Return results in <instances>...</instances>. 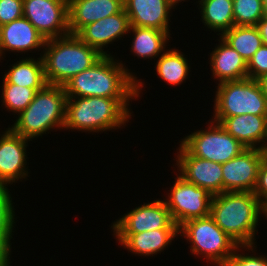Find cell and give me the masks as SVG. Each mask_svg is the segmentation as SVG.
Here are the masks:
<instances>
[{"mask_svg":"<svg viewBox=\"0 0 267 266\" xmlns=\"http://www.w3.org/2000/svg\"><path fill=\"white\" fill-rule=\"evenodd\" d=\"M104 55L92 67L73 76L64 85L67 97L138 99L143 84L125 63Z\"/></svg>","mask_w":267,"mask_h":266,"instance_id":"cell-1","label":"cell"},{"mask_svg":"<svg viewBox=\"0 0 267 266\" xmlns=\"http://www.w3.org/2000/svg\"><path fill=\"white\" fill-rule=\"evenodd\" d=\"M261 214L265 216V207L254 192H222L211 201L210 216L239 246L256 245Z\"/></svg>","mask_w":267,"mask_h":266,"instance_id":"cell-2","label":"cell"},{"mask_svg":"<svg viewBox=\"0 0 267 266\" xmlns=\"http://www.w3.org/2000/svg\"><path fill=\"white\" fill-rule=\"evenodd\" d=\"M130 100L96 96L67 97L64 130L94 133L125 127L132 117L128 108Z\"/></svg>","mask_w":267,"mask_h":266,"instance_id":"cell-3","label":"cell"},{"mask_svg":"<svg viewBox=\"0 0 267 266\" xmlns=\"http://www.w3.org/2000/svg\"><path fill=\"white\" fill-rule=\"evenodd\" d=\"M41 54L48 84L63 86L73 76L92 67L103 55L77 35L45 41Z\"/></svg>","mask_w":267,"mask_h":266,"instance_id":"cell-4","label":"cell"},{"mask_svg":"<svg viewBox=\"0 0 267 266\" xmlns=\"http://www.w3.org/2000/svg\"><path fill=\"white\" fill-rule=\"evenodd\" d=\"M66 100L63 86L47 84L35 93L33 101L18 115L11 129L30 141L51 129H63Z\"/></svg>","mask_w":267,"mask_h":266,"instance_id":"cell-5","label":"cell"},{"mask_svg":"<svg viewBox=\"0 0 267 266\" xmlns=\"http://www.w3.org/2000/svg\"><path fill=\"white\" fill-rule=\"evenodd\" d=\"M179 235L192 244V254L204 256L215 266H224L239 246L210 215L184 222L179 226Z\"/></svg>","mask_w":267,"mask_h":266,"instance_id":"cell-6","label":"cell"},{"mask_svg":"<svg viewBox=\"0 0 267 266\" xmlns=\"http://www.w3.org/2000/svg\"><path fill=\"white\" fill-rule=\"evenodd\" d=\"M217 85L213 117L267 115V98L257 80L246 78Z\"/></svg>","mask_w":267,"mask_h":266,"instance_id":"cell-7","label":"cell"},{"mask_svg":"<svg viewBox=\"0 0 267 266\" xmlns=\"http://www.w3.org/2000/svg\"><path fill=\"white\" fill-rule=\"evenodd\" d=\"M208 123V129L196 130L180 141L193 156L223 164L247 149L219 123Z\"/></svg>","mask_w":267,"mask_h":266,"instance_id":"cell-8","label":"cell"},{"mask_svg":"<svg viewBox=\"0 0 267 266\" xmlns=\"http://www.w3.org/2000/svg\"><path fill=\"white\" fill-rule=\"evenodd\" d=\"M176 175L173 187L165 200L173 221L180 226L188 220L209 216L213 195L207 189Z\"/></svg>","mask_w":267,"mask_h":266,"instance_id":"cell-9","label":"cell"},{"mask_svg":"<svg viewBox=\"0 0 267 266\" xmlns=\"http://www.w3.org/2000/svg\"><path fill=\"white\" fill-rule=\"evenodd\" d=\"M23 17L46 40L70 34L68 0H23Z\"/></svg>","mask_w":267,"mask_h":266,"instance_id":"cell-10","label":"cell"},{"mask_svg":"<svg viewBox=\"0 0 267 266\" xmlns=\"http://www.w3.org/2000/svg\"><path fill=\"white\" fill-rule=\"evenodd\" d=\"M114 233H141L157 229H179L164 200H154L138 206L116 220Z\"/></svg>","mask_w":267,"mask_h":266,"instance_id":"cell-11","label":"cell"},{"mask_svg":"<svg viewBox=\"0 0 267 266\" xmlns=\"http://www.w3.org/2000/svg\"><path fill=\"white\" fill-rule=\"evenodd\" d=\"M267 156L262 149H245L222 164L223 192H254L258 170Z\"/></svg>","mask_w":267,"mask_h":266,"instance_id":"cell-12","label":"cell"},{"mask_svg":"<svg viewBox=\"0 0 267 266\" xmlns=\"http://www.w3.org/2000/svg\"><path fill=\"white\" fill-rule=\"evenodd\" d=\"M179 175L187 182L207 189L212 195L223 192L222 164L193 156L181 143L177 149Z\"/></svg>","mask_w":267,"mask_h":266,"instance_id":"cell-13","label":"cell"},{"mask_svg":"<svg viewBox=\"0 0 267 266\" xmlns=\"http://www.w3.org/2000/svg\"><path fill=\"white\" fill-rule=\"evenodd\" d=\"M2 133L0 134V186L8 187L9 184L28 176L26 148L30 140L16 134L10 127Z\"/></svg>","mask_w":267,"mask_h":266,"instance_id":"cell-14","label":"cell"},{"mask_svg":"<svg viewBox=\"0 0 267 266\" xmlns=\"http://www.w3.org/2000/svg\"><path fill=\"white\" fill-rule=\"evenodd\" d=\"M130 27V20L123 8L119 13L84 26L76 35L104 56L110 55L104 47L129 33Z\"/></svg>","mask_w":267,"mask_h":266,"instance_id":"cell-15","label":"cell"},{"mask_svg":"<svg viewBox=\"0 0 267 266\" xmlns=\"http://www.w3.org/2000/svg\"><path fill=\"white\" fill-rule=\"evenodd\" d=\"M266 117L267 115L242 114L233 117H213L211 120L219 123L247 149L258 148L264 151Z\"/></svg>","mask_w":267,"mask_h":266,"instance_id":"cell-16","label":"cell"},{"mask_svg":"<svg viewBox=\"0 0 267 266\" xmlns=\"http://www.w3.org/2000/svg\"><path fill=\"white\" fill-rule=\"evenodd\" d=\"M131 26L162 30L170 34V11L175 9L168 0H123Z\"/></svg>","mask_w":267,"mask_h":266,"instance_id":"cell-17","label":"cell"},{"mask_svg":"<svg viewBox=\"0 0 267 266\" xmlns=\"http://www.w3.org/2000/svg\"><path fill=\"white\" fill-rule=\"evenodd\" d=\"M123 0H68V27L76 35L84 26L119 13Z\"/></svg>","mask_w":267,"mask_h":266,"instance_id":"cell-18","label":"cell"},{"mask_svg":"<svg viewBox=\"0 0 267 266\" xmlns=\"http://www.w3.org/2000/svg\"><path fill=\"white\" fill-rule=\"evenodd\" d=\"M46 39L22 17L0 26V59L4 51L27 52L43 49Z\"/></svg>","mask_w":267,"mask_h":266,"instance_id":"cell-19","label":"cell"},{"mask_svg":"<svg viewBox=\"0 0 267 266\" xmlns=\"http://www.w3.org/2000/svg\"><path fill=\"white\" fill-rule=\"evenodd\" d=\"M118 242L139 256H153L164 251L179 235V229H157L141 233H114Z\"/></svg>","mask_w":267,"mask_h":266,"instance_id":"cell-20","label":"cell"},{"mask_svg":"<svg viewBox=\"0 0 267 266\" xmlns=\"http://www.w3.org/2000/svg\"><path fill=\"white\" fill-rule=\"evenodd\" d=\"M219 44L210 54L212 76L218 84L225 81H239L248 78L247 62L243 57L219 37Z\"/></svg>","mask_w":267,"mask_h":266,"instance_id":"cell-21","label":"cell"},{"mask_svg":"<svg viewBox=\"0 0 267 266\" xmlns=\"http://www.w3.org/2000/svg\"><path fill=\"white\" fill-rule=\"evenodd\" d=\"M25 58L12 64L3 76V84H15L33 88L36 92L43 89L48 83L45 78L42 56L39 58Z\"/></svg>","mask_w":267,"mask_h":266,"instance_id":"cell-22","label":"cell"},{"mask_svg":"<svg viewBox=\"0 0 267 266\" xmlns=\"http://www.w3.org/2000/svg\"><path fill=\"white\" fill-rule=\"evenodd\" d=\"M133 32V40L131 44V53L138 58L154 59L159 57L166 51V44L170 39V35L162 30L131 26L129 33ZM169 38V39H168Z\"/></svg>","mask_w":267,"mask_h":266,"instance_id":"cell-23","label":"cell"},{"mask_svg":"<svg viewBox=\"0 0 267 266\" xmlns=\"http://www.w3.org/2000/svg\"><path fill=\"white\" fill-rule=\"evenodd\" d=\"M198 3L202 22L208 29L221 32L218 36L235 26L233 0H199Z\"/></svg>","mask_w":267,"mask_h":266,"instance_id":"cell-24","label":"cell"},{"mask_svg":"<svg viewBox=\"0 0 267 266\" xmlns=\"http://www.w3.org/2000/svg\"><path fill=\"white\" fill-rule=\"evenodd\" d=\"M184 54L177 49H167L166 52L160 55L156 62V72L160 79L169 85H181L186 78L190 66Z\"/></svg>","mask_w":267,"mask_h":266,"instance_id":"cell-25","label":"cell"},{"mask_svg":"<svg viewBox=\"0 0 267 266\" xmlns=\"http://www.w3.org/2000/svg\"><path fill=\"white\" fill-rule=\"evenodd\" d=\"M220 37L235 49L247 63L263 45L256 26H233Z\"/></svg>","mask_w":267,"mask_h":266,"instance_id":"cell-26","label":"cell"},{"mask_svg":"<svg viewBox=\"0 0 267 266\" xmlns=\"http://www.w3.org/2000/svg\"><path fill=\"white\" fill-rule=\"evenodd\" d=\"M2 106L17 115L25 110L33 101L36 91L33 88L15 84H2Z\"/></svg>","mask_w":267,"mask_h":266,"instance_id":"cell-27","label":"cell"},{"mask_svg":"<svg viewBox=\"0 0 267 266\" xmlns=\"http://www.w3.org/2000/svg\"><path fill=\"white\" fill-rule=\"evenodd\" d=\"M266 14L262 0H233L235 26H256Z\"/></svg>","mask_w":267,"mask_h":266,"instance_id":"cell-28","label":"cell"},{"mask_svg":"<svg viewBox=\"0 0 267 266\" xmlns=\"http://www.w3.org/2000/svg\"><path fill=\"white\" fill-rule=\"evenodd\" d=\"M254 247L256 246H238L235 250L234 254L229 258V260L226 262L224 266H267V256L262 255H254V254H238V252H241L240 248H244L246 251L247 249L252 251V253L255 251ZM238 250V251H237Z\"/></svg>","mask_w":267,"mask_h":266,"instance_id":"cell-29","label":"cell"},{"mask_svg":"<svg viewBox=\"0 0 267 266\" xmlns=\"http://www.w3.org/2000/svg\"><path fill=\"white\" fill-rule=\"evenodd\" d=\"M15 220H0V266L10 265L11 239Z\"/></svg>","mask_w":267,"mask_h":266,"instance_id":"cell-30","label":"cell"},{"mask_svg":"<svg viewBox=\"0 0 267 266\" xmlns=\"http://www.w3.org/2000/svg\"><path fill=\"white\" fill-rule=\"evenodd\" d=\"M248 78L259 79L267 74V46L262 45L247 63Z\"/></svg>","mask_w":267,"mask_h":266,"instance_id":"cell-31","label":"cell"},{"mask_svg":"<svg viewBox=\"0 0 267 266\" xmlns=\"http://www.w3.org/2000/svg\"><path fill=\"white\" fill-rule=\"evenodd\" d=\"M23 17V0H0V26Z\"/></svg>","mask_w":267,"mask_h":266,"instance_id":"cell-32","label":"cell"},{"mask_svg":"<svg viewBox=\"0 0 267 266\" xmlns=\"http://www.w3.org/2000/svg\"><path fill=\"white\" fill-rule=\"evenodd\" d=\"M254 194L257 196L261 204L267 206V156L260 164L257 176V183L254 189Z\"/></svg>","mask_w":267,"mask_h":266,"instance_id":"cell-33","label":"cell"},{"mask_svg":"<svg viewBox=\"0 0 267 266\" xmlns=\"http://www.w3.org/2000/svg\"><path fill=\"white\" fill-rule=\"evenodd\" d=\"M9 189L0 186V220H14V206Z\"/></svg>","mask_w":267,"mask_h":266,"instance_id":"cell-34","label":"cell"},{"mask_svg":"<svg viewBox=\"0 0 267 266\" xmlns=\"http://www.w3.org/2000/svg\"><path fill=\"white\" fill-rule=\"evenodd\" d=\"M261 35L263 45L267 46V14L256 24Z\"/></svg>","mask_w":267,"mask_h":266,"instance_id":"cell-35","label":"cell"},{"mask_svg":"<svg viewBox=\"0 0 267 266\" xmlns=\"http://www.w3.org/2000/svg\"><path fill=\"white\" fill-rule=\"evenodd\" d=\"M257 81L261 87L262 93L267 98V74L261 76Z\"/></svg>","mask_w":267,"mask_h":266,"instance_id":"cell-36","label":"cell"},{"mask_svg":"<svg viewBox=\"0 0 267 266\" xmlns=\"http://www.w3.org/2000/svg\"><path fill=\"white\" fill-rule=\"evenodd\" d=\"M185 0H168V2L173 6L176 7V5H178L179 2H182Z\"/></svg>","mask_w":267,"mask_h":266,"instance_id":"cell-37","label":"cell"},{"mask_svg":"<svg viewBox=\"0 0 267 266\" xmlns=\"http://www.w3.org/2000/svg\"><path fill=\"white\" fill-rule=\"evenodd\" d=\"M264 151L267 153V117H266V136L264 141Z\"/></svg>","mask_w":267,"mask_h":266,"instance_id":"cell-38","label":"cell"},{"mask_svg":"<svg viewBox=\"0 0 267 266\" xmlns=\"http://www.w3.org/2000/svg\"><path fill=\"white\" fill-rule=\"evenodd\" d=\"M265 11L267 12V0H262Z\"/></svg>","mask_w":267,"mask_h":266,"instance_id":"cell-39","label":"cell"},{"mask_svg":"<svg viewBox=\"0 0 267 266\" xmlns=\"http://www.w3.org/2000/svg\"><path fill=\"white\" fill-rule=\"evenodd\" d=\"M264 217H266V219H267V206L265 207V216Z\"/></svg>","mask_w":267,"mask_h":266,"instance_id":"cell-40","label":"cell"}]
</instances>
